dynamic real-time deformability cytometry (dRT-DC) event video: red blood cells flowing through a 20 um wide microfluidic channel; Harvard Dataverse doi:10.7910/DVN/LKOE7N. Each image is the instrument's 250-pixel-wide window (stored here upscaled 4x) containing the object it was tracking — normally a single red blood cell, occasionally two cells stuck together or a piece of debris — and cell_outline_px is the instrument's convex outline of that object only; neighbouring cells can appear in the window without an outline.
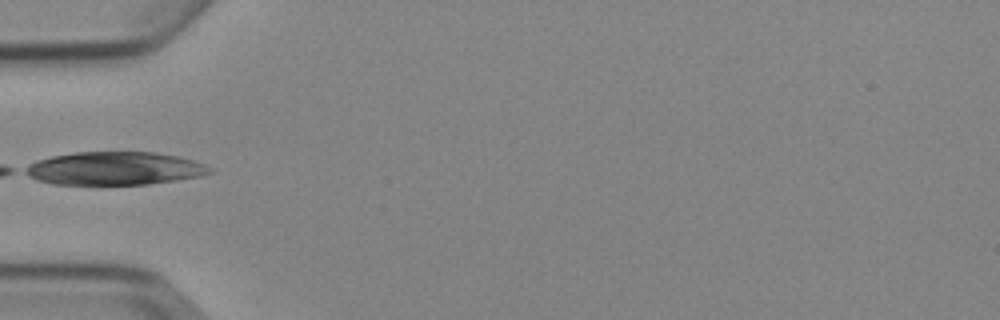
{"species": "Egyptian fruit bat (a non-hibernating species)", "species_latin": "Rousettus aegyptiacus", "temperature_condition": "cold", "stored_images_in_passage": 6, "camera_frame_rate_fps": 3000, "um_per_image_px": 0.085, "animal": {"sex": "female"}, "frame": {"image": 1, "passage_image": 5, "time_ms": 5.0, "image_size_px": [1000, 320], "cell_outline_px": [[212, 172], [200, 176], [176, 180], [148, 184], [52, 184], [36, 180], [20, 172], [20, 168], [36, 160], [52, 156], [76, 152], [156, 152], [176, 156], [192, 160], [204, 164], [212, 168]], "centroid_in_image_um": [9.64, 14.31], "position_along_channel_um": 75.4, "area_um2": 35.84}}
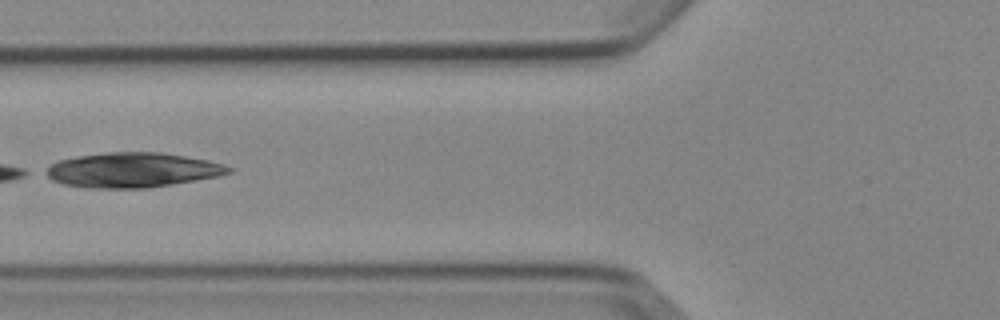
{"frame": {"image": 2, "passage_image": 6, "time_ms": 6.0, "image_size_px": [1000, 320], "cell_outline_px": [[232, 172], [220, 176], [148, 188], [88, 188], [64, 184], [52, 180], [40, 172], [52, 164], [60, 160], [76, 156], [108, 152], [160, 152], [208, 160], [224, 164], [232, 168]], "centroid_in_image_um": [11.24, 14.45], "position_along_channel_um": 114.6, "area_um2": 37.22}}